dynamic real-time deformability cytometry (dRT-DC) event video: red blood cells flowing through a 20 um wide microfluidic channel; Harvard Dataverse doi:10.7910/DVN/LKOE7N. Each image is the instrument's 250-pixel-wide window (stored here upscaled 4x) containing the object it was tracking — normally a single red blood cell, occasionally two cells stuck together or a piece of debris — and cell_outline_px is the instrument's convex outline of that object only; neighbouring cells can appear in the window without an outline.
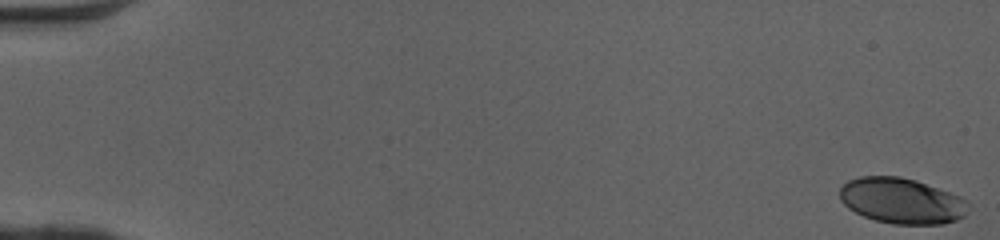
{"species": "human", "species_latin": "Homo sapiens", "temperature_condition": "cold", "stored_images_in_passage": 51, "camera_frame_rate_fps": 3000, "um_per_image_px": 0.085, "donor": {"sex": "female"}, "frame": {"image": 1, "passage_image": 1, "time_ms": 0.0, "image_size_px": [1000, 240], "cell_outline_px": [[968, 204], [964, 216], [956, 220], [940, 224], [892, 224], [876, 220], [864, 216], [848, 208], [840, 200], [840, 188], [848, 180], [860, 176], [900, 176], [916, 180], [960, 196]], "centroid_in_image_um": [76.61, 17.06], "position_along_channel_um": 8.4, "area_um2": 34.04}}
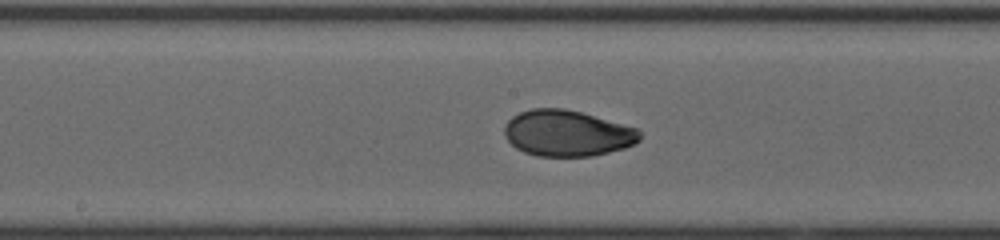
{"frame": {"image": 2, "passage_image": 28, "time_ms": 9.0, "image_size_px": [1000, 240], "cell_outline_px": [[640, 140], [636, 144], [624, 148], [592, 156], [536, 156], [524, 152], [516, 148], [504, 136], [504, 124], [512, 116], [520, 112], [532, 108], [564, 108], [580, 112], [640, 128]], "centroid_in_image_um": [48.22, 11.32], "position_along_channel_um": 200.0, "area_um2": 36.59}}
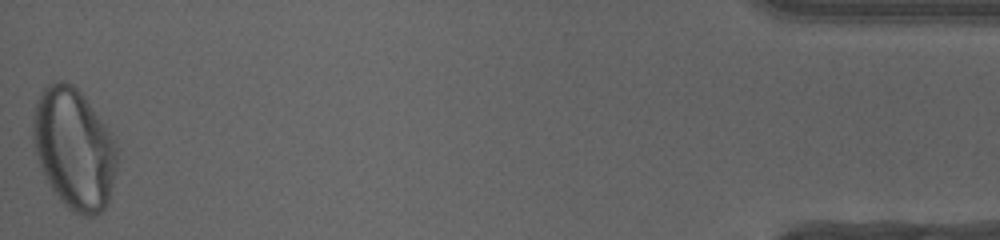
{"frame": {"image": 3, "passage_image": 51, "time_ms": 16.667, "image_size_px": [1000, 240], "cell_outline_px": [[120, 148], [116, 172], [108, 204], [100, 212], [92, 216], [84, 216], [72, 212], [60, 200], [48, 184], [40, 164], [36, 152], [32, 136], [32, 120], [36, 100], [40, 92], [48, 84], [60, 80], [72, 84], [84, 96], [112, 136]], "centroid_in_image_um": [6.31, 12.65], "position_along_channel_um": 428.9, "area_um2": 59.48}, "authors_computed_cell_mechanics": {"area_um2": 36.2984, "velocity_mm_per_s": 4.088, "shape_relaxation_time_tau1_ms": 4.0766, "shape_relaxation_time_tau2_ms": 0.7565, "deformation_change_tau1": 0.1603, "deformation_change_tau2": 0.0384}}